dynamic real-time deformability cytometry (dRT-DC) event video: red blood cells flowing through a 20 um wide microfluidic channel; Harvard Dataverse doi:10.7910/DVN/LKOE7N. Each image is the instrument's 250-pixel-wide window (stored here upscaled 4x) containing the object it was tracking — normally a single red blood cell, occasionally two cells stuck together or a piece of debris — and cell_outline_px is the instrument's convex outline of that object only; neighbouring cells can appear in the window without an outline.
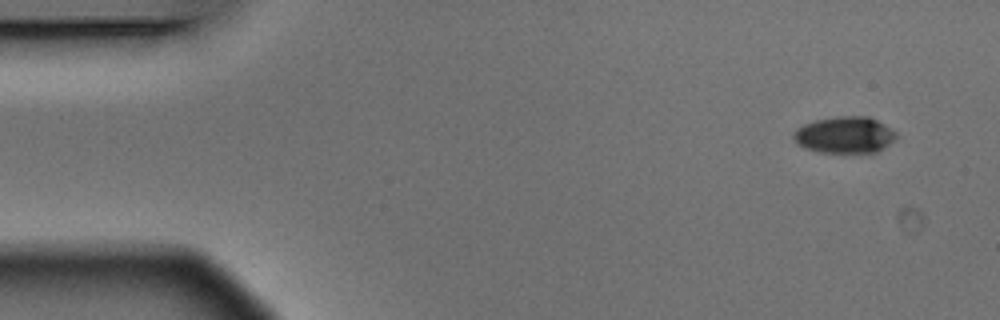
{"species": "Egyptian fruit bat (a non-hibernating species)", "species_latin": "Rousettus aegyptiacus", "temperature_condition": "warm", "stored_images_in_passage": 5, "camera_frame_rate_fps": 3000, "um_per_image_px": 0.085, "animal": {"sex": "male"}, "frame": {"image": 1, "passage_image": 1, "time_ms": 0.0, "image_size_px": [1000, 320], "cell_outline_px": [[896, 136], [888, 144], [876, 152], [820, 152], [804, 148], [796, 144], [792, 140], [792, 132], [796, 128], [804, 124], [816, 120], [836, 116], [868, 116], [884, 124], [896, 132]], "centroid_in_image_um": [71.72, 11.46], "position_along_channel_um": 13.3, "area_um2": 21.85}}
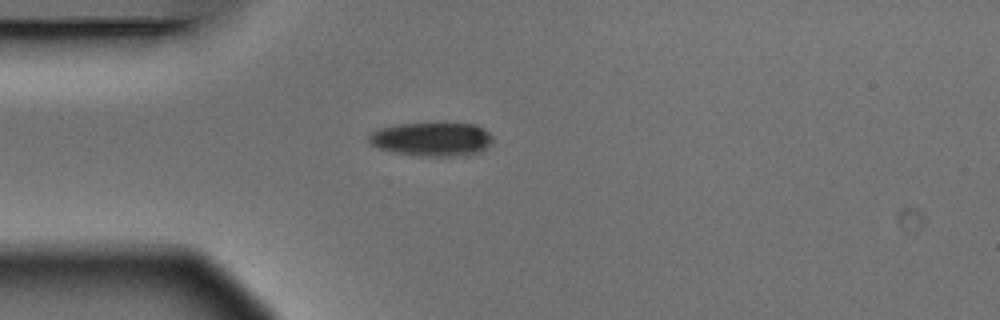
{"frame": {"image": 2, "passage_image": 4, "time_ms": 1.0, "image_size_px": [1000, 320], "cell_outline_px": [[492, 144], [488, 148], [480, 152], [468, 156], [420, 156], [392, 152], [376, 148], [368, 140], [368, 136], [372, 132], [380, 128], [400, 124], [476, 124], [484, 128], [492, 136]], "centroid_in_image_um": [36.74, 11.86], "position_along_channel_um": 48.3, "area_um2": 24.57}}